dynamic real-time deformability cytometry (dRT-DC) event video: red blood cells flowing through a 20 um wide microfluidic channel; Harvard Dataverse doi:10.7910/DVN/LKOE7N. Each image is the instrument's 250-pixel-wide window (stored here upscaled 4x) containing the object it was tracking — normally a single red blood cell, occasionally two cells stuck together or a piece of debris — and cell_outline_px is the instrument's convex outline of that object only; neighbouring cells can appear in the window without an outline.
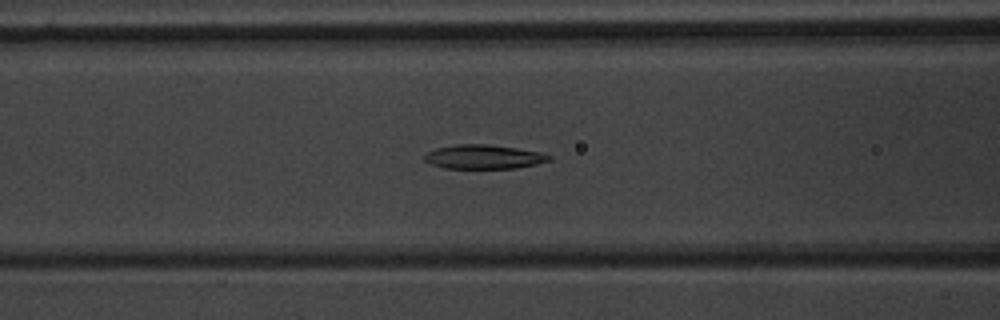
{"species": "common noctule bat (a hibernating species)", "species_latin": "Nyctalus noctula", "temperature_condition": "warm", "stored_images_in_passage": 54, "camera_frame_rate_fps": 3000, "um_per_image_px": 0.085, "animal": {"sex": "male", "body_mass_g": 20.1, "forearm_length_mm": 53.5}, "frame": {"image": 1, "passage_image": 22, "time_ms": 7.0, "image_size_px": [1000, 320], "cell_outline_px": [[552, 160], [536, 164], [516, 168], [444, 168], [432, 164], [424, 160], [424, 156], [428, 152], [436, 148], [456, 144], [488, 144], [516, 148], [540, 152], [552, 156]], "centroid_in_image_um": [41.13, 13.33], "position_along_channel_um": 125.5, "area_um2": 17.46}}
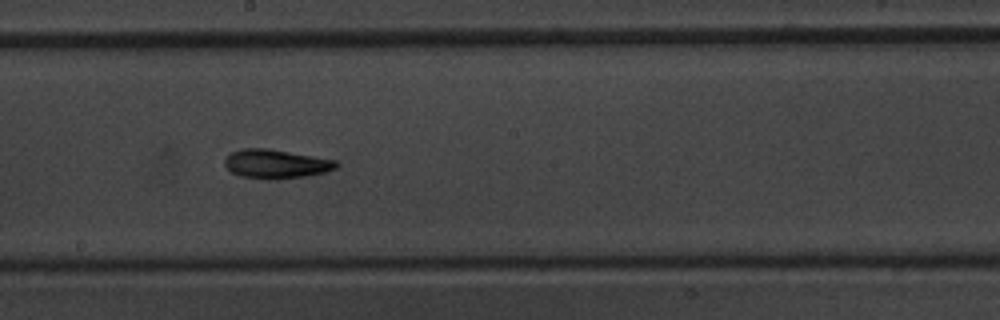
{"frame": {"image": 2, "passage_image": 30, "time_ms": 9.667, "image_size_px": [1000, 320], "cell_outline_px": [[340, 164], [336, 168], [324, 172], [304, 176], [276, 180], [272, 180], [240, 176], [232, 172], [224, 164], [224, 160], [232, 152], [244, 148], [268, 148], [336, 160]], "centroid_in_image_um": [23.46, 13.93], "position_along_channel_um": 224.7, "area_um2": 18.79}}
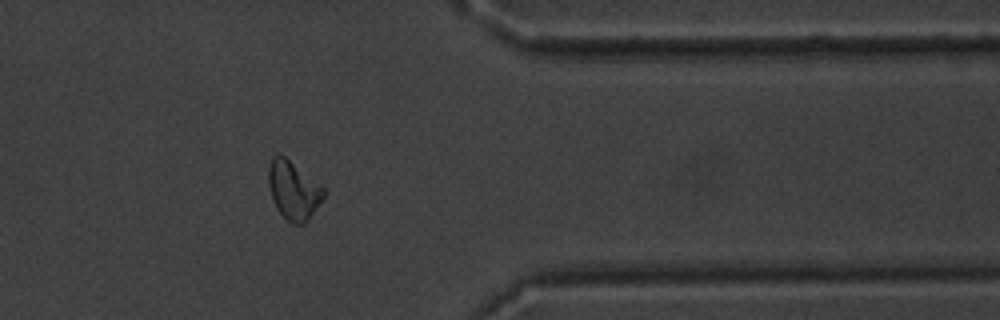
{"frame": {"image": 3, "passage_image": 44, "time_ms": 14.333, "image_size_px": [1000, 320], "cell_outline_px": [[324, 196], [308, 220], [304, 224], [292, 224], [276, 208], [268, 184], [268, 168], [272, 156], [284, 156], [320, 184], [324, 188]], "centroid_in_image_um": [24.93, 16.18], "position_along_channel_um": 386.5, "area_um2": 18.38}, "authors_computed_cell_mechanics": {"area_um2": 18.4093, "velocity_mm_per_s": 3.7146, "shape_relaxation_time_tau1_ms": 4.4125, "shape_relaxation_time_tau2_ms": 6.1484, "deformation_change_tau1": 0.1216, "deformation_change_tau2": 0.1374}}